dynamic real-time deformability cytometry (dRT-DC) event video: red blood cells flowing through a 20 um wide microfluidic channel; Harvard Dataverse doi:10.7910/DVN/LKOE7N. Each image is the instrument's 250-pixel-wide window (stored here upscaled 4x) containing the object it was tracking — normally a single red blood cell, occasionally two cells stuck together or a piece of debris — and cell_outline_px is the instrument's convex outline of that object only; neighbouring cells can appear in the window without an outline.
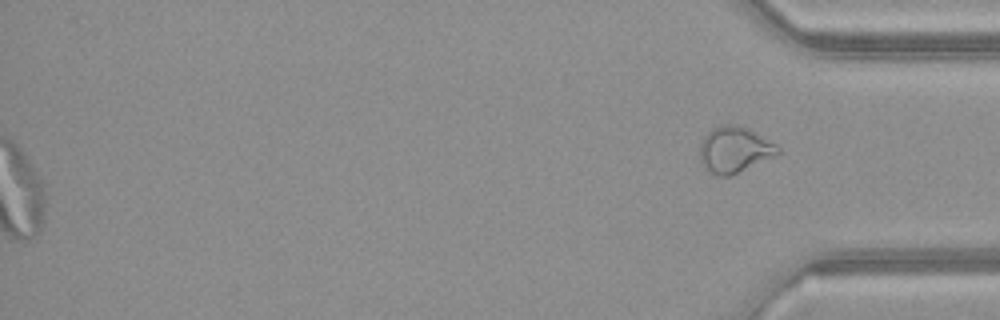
{"species": "common noctule bat (a hibernating species)", "species_latin": "Nyctalus noctula", "temperature_condition": "warm", "stored_images_in_passage": 52, "segment_of_instrument_passage": [2, 2], "camera_frame_rate_fps": 3000, "um_per_image_px": 0.085, "animal": {"sex": "female", "body_mass_g": 21.9}, "frame": {"image": 1, "passage_image": 52, "time_ms": 17.0, "image_size_px": [1000, 320], "cell_outline_px": [[780, 152], [732, 176], [720, 176], [704, 168], [700, 160], [700, 144], [704, 136], [712, 128], [724, 124], [736, 124], [776, 144], [780, 148]], "centroid_in_image_um": [62.38, 12.73], "position_along_channel_um": 372.8, "area_um2": 20.46}}